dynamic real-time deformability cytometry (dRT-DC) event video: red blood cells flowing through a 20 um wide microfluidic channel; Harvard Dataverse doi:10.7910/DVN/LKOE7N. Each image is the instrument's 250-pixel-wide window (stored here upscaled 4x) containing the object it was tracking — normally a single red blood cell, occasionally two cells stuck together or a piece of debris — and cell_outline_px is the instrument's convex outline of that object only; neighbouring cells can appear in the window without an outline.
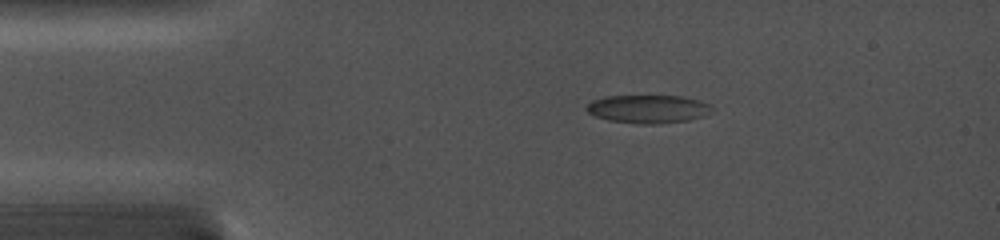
{"species": "common noctule bat (a hibernating species)", "species_latin": "Nyctalus noctula", "temperature_condition": "cold", "stored_images_in_passage": 30, "camera_frame_rate_fps": 5000, "um_per_image_px": 0.085, "animal": {"sex": "female", "body_mass_g": 19.0, "forearm_length_mm": 56.7}, "frame": {"image": 1, "passage_image": 1, "time_ms": 0.0, "image_size_px": [1000, 240], "cell_outline_px": [[712, 112], [704, 116], [688, 120], [660, 124], [640, 124], [608, 120], [596, 116], [588, 112], [584, 108], [592, 100], [604, 96], [684, 96], [700, 100], [712, 104]], "centroid_in_image_um": [55.12, 9.26], "position_along_channel_um": 29.9, "area_um2": 20.87}}
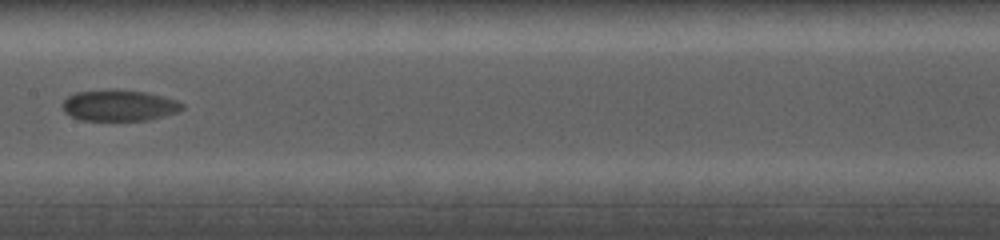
{"frame": {"image": 2, "passage_image": 8, "time_ms": 5.8, "image_size_px": [1000, 240], "cell_outline_px": [[184, 108], [176, 112], [164, 116], [148, 120], [80, 120], [64, 112], [60, 104], [68, 96], [76, 92], [144, 92], [164, 96], [176, 100], [184, 104]], "centroid_in_image_um": [10.13, 9.0], "position_along_channel_um": 197.3, "area_um2": 20.98}}
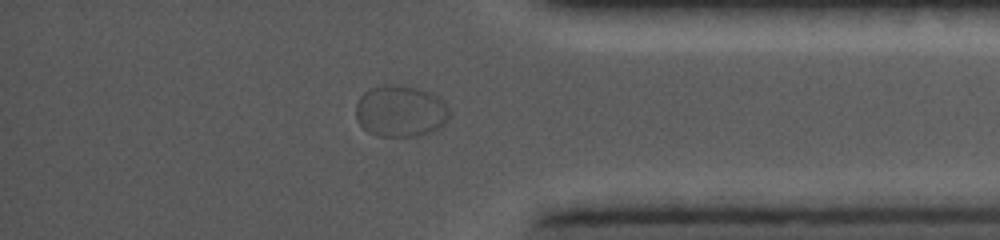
{"frame": {"image": 3, "passage_image": 23, "time_ms": 11.4, "image_size_px": [1000, 240], "cell_outline_px": [[448, 120], [440, 128], [432, 132], [420, 136], [380, 136], [368, 132], [356, 120], [356, 104], [360, 96], [364, 92], [372, 88], [384, 84], [404, 84], [420, 88], [444, 100], [448, 108]], "centroid_in_image_um": [34.05, 9.44], "position_along_channel_um": 401.2, "area_um2": 28.5}}